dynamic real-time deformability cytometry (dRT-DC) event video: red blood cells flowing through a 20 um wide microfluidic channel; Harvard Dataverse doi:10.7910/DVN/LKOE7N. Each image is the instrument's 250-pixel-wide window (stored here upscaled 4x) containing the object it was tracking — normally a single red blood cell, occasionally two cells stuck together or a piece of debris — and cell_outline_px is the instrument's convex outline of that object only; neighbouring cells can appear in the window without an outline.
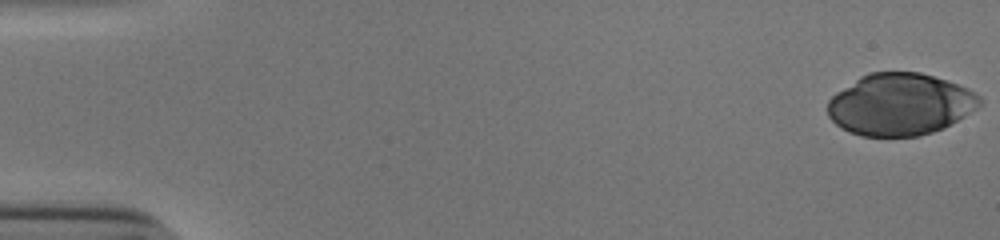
{"species": "human", "species_latin": "Homo sapiens", "temperature_condition": "cold", "stored_images_in_passage": 53, "camera_frame_rate_fps": 3000, "um_per_image_px": 0.085, "donor": {"sex": "male"}, "frame": {"image": 1, "passage_image": 1, "time_ms": 0.0, "image_size_px": [1000, 240], "cell_outline_px": [[984, 104], [944, 128], [932, 132], [916, 136], [860, 136], [848, 132], [840, 128], [828, 116], [828, 100], [836, 92], [860, 76], [868, 72], [920, 72], [948, 80], [968, 88], [980, 96], [984, 100]], "centroid_in_image_um": [76.52, 8.87], "position_along_channel_um": 8.5, "area_um2": 55.26}}
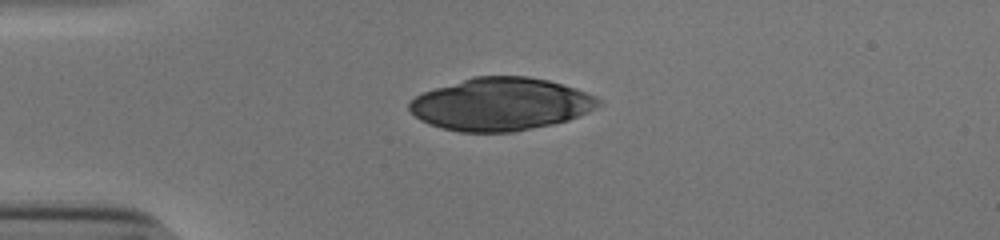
{"frame": {"image": 2, "passage_image": 14, "time_ms": 4.333, "image_size_px": [1000, 240], "cell_outline_px": [[600, 104], [596, 108], [588, 112], [568, 120], [552, 124], [512, 132], [460, 132], [440, 128], [428, 124], [420, 120], [408, 108], [408, 104], [416, 96], [424, 92], [472, 76], [528, 76], [548, 80], [596, 96], [600, 100]], "centroid_in_image_um": [42.54, 8.86], "position_along_channel_um": 42.5, "area_um2": 57.8}}